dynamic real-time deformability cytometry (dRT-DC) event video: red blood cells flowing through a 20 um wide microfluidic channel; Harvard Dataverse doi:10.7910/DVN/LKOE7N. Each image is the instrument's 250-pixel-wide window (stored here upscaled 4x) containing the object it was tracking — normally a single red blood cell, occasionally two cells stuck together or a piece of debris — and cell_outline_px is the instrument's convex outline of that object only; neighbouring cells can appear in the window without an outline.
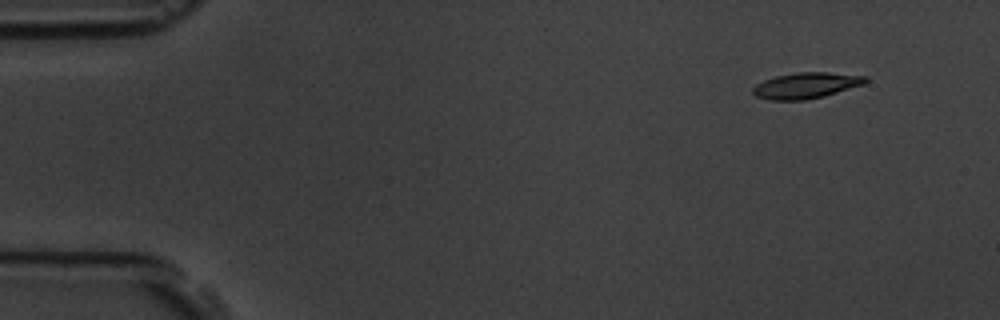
{"species": "common noctule bat (a hibernating species)", "species_latin": "Nyctalus noctula", "temperature_condition": "room temperature", "stored_images_in_passage": 5, "camera_frame_rate_fps": 3000, "um_per_image_px": 0.085, "animal": {"sex": "male", "body_mass_g": 19.5, "forearm_length_mm": 54.6}, "frame": {"image": 1, "passage_image": 2, "time_ms": 1.0, "image_size_px": [1000, 320], "cell_outline_px": [[868, 80], [864, 84], [824, 96], [804, 100], [772, 100], [756, 96], [752, 92], [752, 88], [756, 84], [764, 80], [776, 76], [796, 72], [828, 72], [868, 76]], "centroid_in_image_um": [68.52, 7.26], "position_along_channel_um": 16.5, "area_um2": 16.99}}
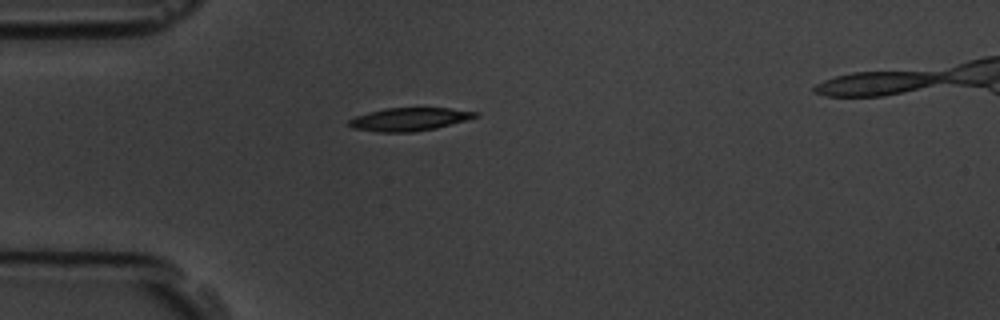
{"frame": {"image": 2, "passage_image": 4, "time_ms": 4.333, "image_size_px": [1000, 320], "cell_outline_px": [[480, 116], [436, 128], [412, 132], [376, 132], [352, 128], [348, 124], [348, 120], [356, 116], [368, 112], [384, 108], [448, 108], [480, 112]], "centroid_in_image_um": [34.78, 10.13], "position_along_channel_um": 50.2, "area_um2": 17.05}}